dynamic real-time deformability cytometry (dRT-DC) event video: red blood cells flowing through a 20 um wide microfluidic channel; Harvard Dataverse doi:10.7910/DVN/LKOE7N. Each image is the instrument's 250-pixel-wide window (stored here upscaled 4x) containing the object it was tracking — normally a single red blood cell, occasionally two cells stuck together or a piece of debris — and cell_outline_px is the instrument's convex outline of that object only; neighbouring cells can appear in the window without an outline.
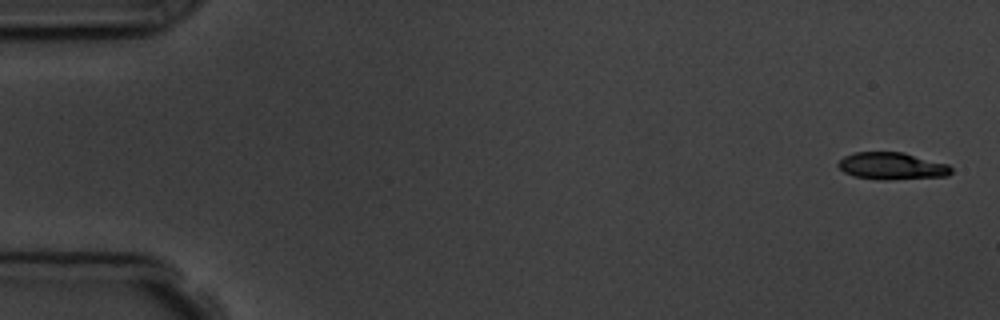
{"species": "common noctule bat (a hibernating species)", "species_latin": "Nyctalus noctula", "temperature_condition": "room temperature", "stored_images_in_passage": 5, "camera_frame_rate_fps": 3000, "um_per_image_px": 0.085, "animal": {"sex": "male", "body_mass_g": 19.5, "forearm_length_mm": 54.6}, "frame": {"image": 1, "passage_image": 1, "time_ms": 0.0, "image_size_px": [1000, 320], "cell_outline_px": [[952, 172], [948, 176], [888, 180], [876, 180], [852, 176], [844, 172], [836, 164], [844, 156], [852, 152], [904, 152], [948, 164], [952, 168]], "centroid_in_image_um": [75.8, 14.12], "position_along_channel_um": 9.2, "area_um2": 18.15}}
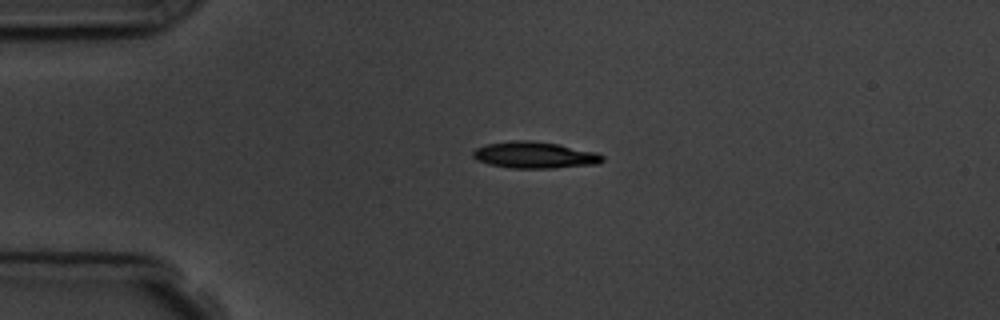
{"frame": {"image": 2, "passage_image": 4, "time_ms": 3.667, "image_size_px": [1000, 320], "cell_outline_px": [[604, 160], [600, 164], [552, 168], [512, 168], [488, 164], [476, 160], [472, 156], [472, 152], [476, 148], [484, 144], [512, 140], [532, 140], [560, 144], [596, 152], [604, 156]], "centroid_in_image_um": [45.44, 13.17], "position_along_channel_um": 39.6, "area_um2": 20.35}}